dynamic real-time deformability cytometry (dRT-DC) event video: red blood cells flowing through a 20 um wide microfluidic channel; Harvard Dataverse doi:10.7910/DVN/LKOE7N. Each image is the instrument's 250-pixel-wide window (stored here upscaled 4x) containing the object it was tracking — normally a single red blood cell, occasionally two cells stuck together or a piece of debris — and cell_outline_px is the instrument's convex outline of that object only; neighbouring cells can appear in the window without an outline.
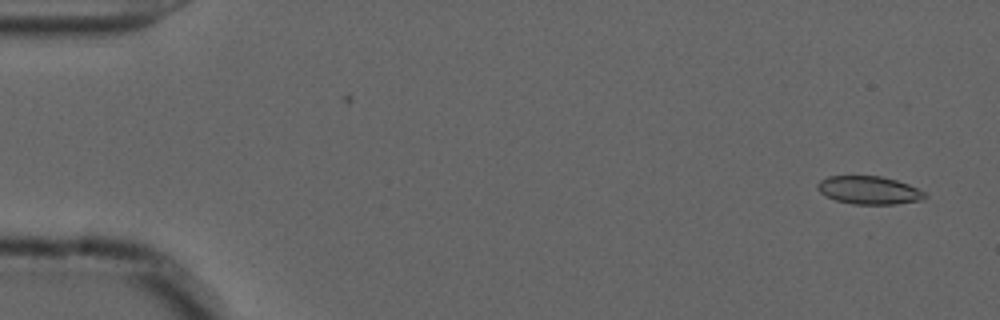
{"species": "common noctule bat (a hibernating species)", "species_latin": "Nyctalus noctula", "temperature_condition": "cold", "stored_images_in_passage": 56, "camera_frame_rate_fps": 3000, "um_per_image_px": 0.085, "animal": {"sex": "male", "forearm_length_mm": 52.5}, "frame": {"image": 1, "passage_image": 3, "time_ms": 0.667, "image_size_px": [1000, 320], "cell_outline_px": [[928, 196], [924, 200], [896, 204], [852, 204], [836, 200], [820, 192], [816, 188], [816, 184], [820, 180], [828, 176], [880, 176], [896, 180], [908, 184], [924, 192]], "centroid_in_image_um": [73.87, 16.17], "position_along_channel_um": 11.1, "area_um2": 17.57}}
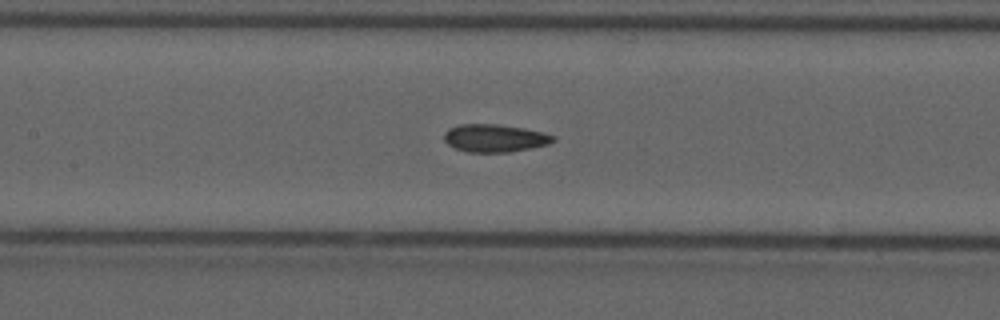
{"frame": {"image": 2, "passage_image": 26, "time_ms": 8.333, "image_size_px": [1000, 320], "cell_outline_px": [[556, 140], [548, 144], [532, 148], [508, 152], [468, 152], [456, 148], [448, 144], [444, 140], [444, 132], [448, 128], [460, 124], [496, 124], [524, 128], [544, 132], [556, 136]], "centroid_in_image_um": [42.07, 11.73], "position_along_channel_um": 165.3, "area_um2": 17.74}}
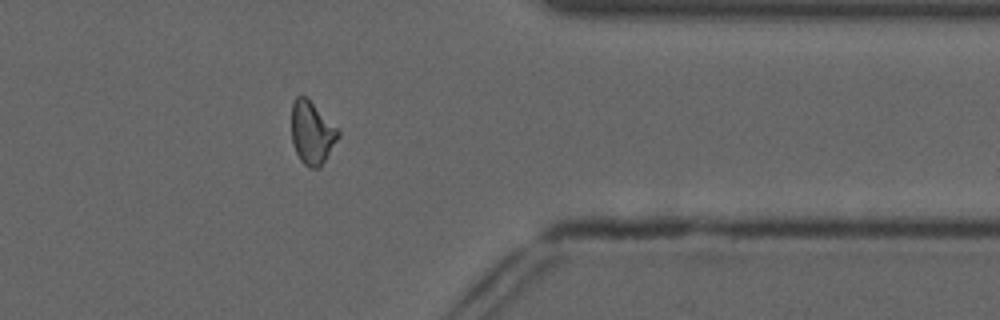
{"frame": {"image": 3, "passage_image": 45, "time_ms": 14.667, "image_size_px": [1000, 320], "cell_outline_px": [[340, 136], [320, 168], [312, 168], [304, 164], [300, 160], [292, 144], [292, 104], [296, 96], [304, 96], [340, 132]], "centroid_in_image_um": [26.5, 11.34], "position_along_channel_um": 384.9, "area_um2": 16.65}, "authors_computed_cell_mechanics": {"area_um2": 17.3689, "velocity_mm_per_s": 3.6977, "shape_relaxation_time_tau1_ms": null, "shape_relaxation_time_tau2_ms": 3.1987, "deformation_change_tau1": null, "deformation_change_tau2": 0.0928}}